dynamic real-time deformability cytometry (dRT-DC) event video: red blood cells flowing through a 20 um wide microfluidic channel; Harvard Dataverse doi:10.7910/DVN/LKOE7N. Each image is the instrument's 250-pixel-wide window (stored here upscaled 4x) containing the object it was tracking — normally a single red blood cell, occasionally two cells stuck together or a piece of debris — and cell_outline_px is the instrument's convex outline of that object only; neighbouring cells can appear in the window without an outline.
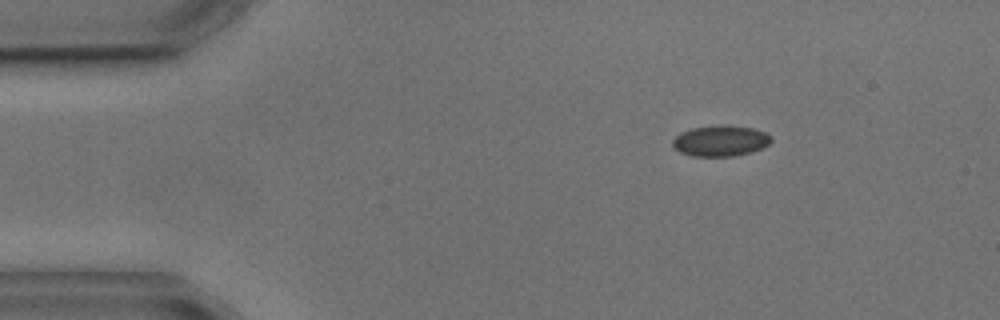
{"species": "common noctule bat (a hibernating species)", "species_latin": "Nyctalus noctula", "temperature_condition": "cold", "stored_images_in_passage": 3, "camera_frame_rate_fps": 3000, "um_per_image_px": 0.085, "animal": {"sex": "male", "body_mass_g": 17.9, "forearm_length_mm": 54.2}, "frame": {"image": 1, "passage_image": 2, "time_ms": 1.333, "image_size_px": [1000, 320], "cell_outline_px": [[772, 140], [768, 144], [752, 152], [732, 156], [692, 156], [680, 152], [672, 144], [672, 140], [680, 132], [692, 128], [724, 124], [752, 128], [764, 132], [772, 136]], "centroid_in_image_um": [61.23, 11.96], "position_along_channel_um": 23.8, "area_um2": 17.69}}